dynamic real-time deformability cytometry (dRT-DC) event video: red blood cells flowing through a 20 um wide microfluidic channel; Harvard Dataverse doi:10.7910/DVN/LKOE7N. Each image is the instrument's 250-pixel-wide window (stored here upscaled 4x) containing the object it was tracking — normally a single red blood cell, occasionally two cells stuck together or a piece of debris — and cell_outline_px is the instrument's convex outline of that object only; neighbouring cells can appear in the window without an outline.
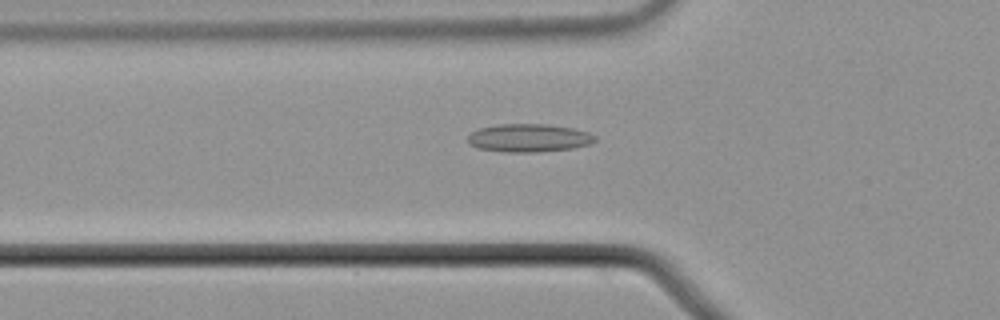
{"species": "common noctule bat (a hibernating species)", "species_latin": "Nyctalus noctula", "temperature_condition": "cold", "stored_images_in_passage": 37, "camera_frame_rate_fps": 3000, "um_per_image_px": 0.085, "animal": {"sex": "male", "body_mass_g": 21.5, "forearm_length_mm": 52.0}, "frame": {"image": 1, "passage_image": 5, "time_ms": 1.333, "image_size_px": [1000, 320], "cell_outline_px": [[596, 140], [588, 144], [572, 148], [536, 152], [504, 152], [480, 148], [468, 144], [468, 136], [472, 132], [480, 128], [500, 124], [548, 124], [572, 128], [588, 132], [596, 136]], "centroid_in_image_um": [44.95, 11.72], "position_along_channel_um": 80.9, "area_um2": 20.69}}
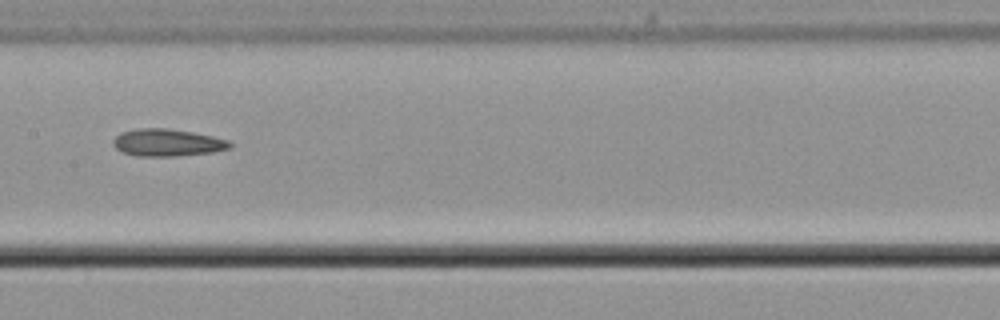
{"frame": {"image": 2, "passage_image": 14, "time_ms": 4.333, "image_size_px": [1000, 320], "cell_outline_px": [[232, 148], [212, 152], [180, 156], [136, 156], [124, 152], [116, 148], [112, 144], [112, 140], [120, 132], [136, 128], [168, 128], [192, 132], [212, 136], [228, 140], [232, 144]], "centroid_in_image_um": [14.21, 12.12], "position_along_channel_um": 193.2, "area_um2": 18.67}}
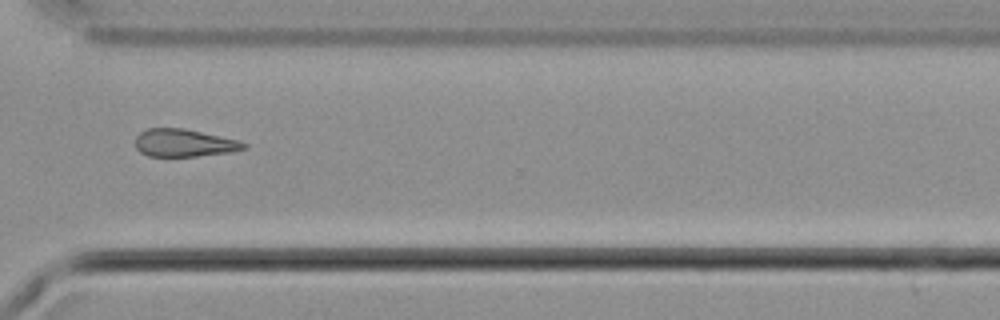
{"frame": {"image": 3, "passage_image": 27, "time_ms": 8.667, "image_size_px": [1000, 320], "cell_outline_px": [[248, 148], [232, 152], [196, 156], [148, 156], [140, 152], [136, 148], [136, 136], [140, 132], [148, 128], [184, 128], [240, 140], [248, 144]], "centroid_in_image_um": [15.68, 12.15], "position_along_channel_um": 354.9, "area_um2": 17.63}, "authors_computed_cell_mechanics": {"area_um2": 18.785, "velocity_mm_per_s": 3.7255, "shape_relaxation_time_tau1_ms": 5.806, "shape_relaxation_time_tau2_ms": 4.355, "deformation_change_tau1": 0.0909, "deformation_change_tau2": 0.1429}}